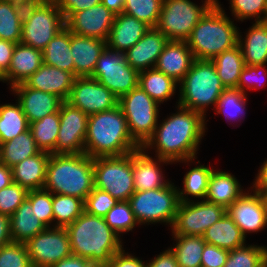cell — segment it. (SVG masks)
<instances>
[{"label": "cell", "instance_id": "12", "mask_svg": "<svg viewBox=\"0 0 267 267\" xmlns=\"http://www.w3.org/2000/svg\"><path fill=\"white\" fill-rule=\"evenodd\" d=\"M91 77L120 99L138 86L139 72L126 62L124 52L106 48L99 56Z\"/></svg>", "mask_w": 267, "mask_h": 267}, {"label": "cell", "instance_id": "59", "mask_svg": "<svg viewBox=\"0 0 267 267\" xmlns=\"http://www.w3.org/2000/svg\"><path fill=\"white\" fill-rule=\"evenodd\" d=\"M12 241L10 233V217L0 214V247Z\"/></svg>", "mask_w": 267, "mask_h": 267}, {"label": "cell", "instance_id": "64", "mask_svg": "<svg viewBox=\"0 0 267 267\" xmlns=\"http://www.w3.org/2000/svg\"><path fill=\"white\" fill-rule=\"evenodd\" d=\"M264 201H265V205H266V209H267V192L264 193L263 195Z\"/></svg>", "mask_w": 267, "mask_h": 267}, {"label": "cell", "instance_id": "3", "mask_svg": "<svg viewBox=\"0 0 267 267\" xmlns=\"http://www.w3.org/2000/svg\"><path fill=\"white\" fill-rule=\"evenodd\" d=\"M141 148L131 137L119 104L88 115L85 154L92 158L123 156Z\"/></svg>", "mask_w": 267, "mask_h": 267}, {"label": "cell", "instance_id": "33", "mask_svg": "<svg viewBox=\"0 0 267 267\" xmlns=\"http://www.w3.org/2000/svg\"><path fill=\"white\" fill-rule=\"evenodd\" d=\"M178 82L155 68L139 72L138 85L159 105L171 100Z\"/></svg>", "mask_w": 267, "mask_h": 267}, {"label": "cell", "instance_id": "44", "mask_svg": "<svg viewBox=\"0 0 267 267\" xmlns=\"http://www.w3.org/2000/svg\"><path fill=\"white\" fill-rule=\"evenodd\" d=\"M163 0H125L123 13L136 17L151 28H155Z\"/></svg>", "mask_w": 267, "mask_h": 267}, {"label": "cell", "instance_id": "20", "mask_svg": "<svg viewBox=\"0 0 267 267\" xmlns=\"http://www.w3.org/2000/svg\"><path fill=\"white\" fill-rule=\"evenodd\" d=\"M143 148L133 152V180L135 192L159 189L167 186L171 180L165 179L161 164H173L159 157L148 155Z\"/></svg>", "mask_w": 267, "mask_h": 267}, {"label": "cell", "instance_id": "47", "mask_svg": "<svg viewBox=\"0 0 267 267\" xmlns=\"http://www.w3.org/2000/svg\"><path fill=\"white\" fill-rule=\"evenodd\" d=\"M0 267H32L26 244L11 241L1 246Z\"/></svg>", "mask_w": 267, "mask_h": 267}, {"label": "cell", "instance_id": "30", "mask_svg": "<svg viewBox=\"0 0 267 267\" xmlns=\"http://www.w3.org/2000/svg\"><path fill=\"white\" fill-rule=\"evenodd\" d=\"M202 237L207 244L229 251L247 243V238L227 212L211 227L206 229Z\"/></svg>", "mask_w": 267, "mask_h": 267}, {"label": "cell", "instance_id": "38", "mask_svg": "<svg viewBox=\"0 0 267 267\" xmlns=\"http://www.w3.org/2000/svg\"><path fill=\"white\" fill-rule=\"evenodd\" d=\"M29 126L28 119L17 100L14 104H0V144L29 130Z\"/></svg>", "mask_w": 267, "mask_h": 267}, {"label": "cell", "instance_id": "27", "mask_svg": "<svg viewBox=\"0 0 267 267\" xmlns=\"http://www.w3.org/2000/svg\"><path fill=\"white\" fill-rule=\"evenodd\" d=\"M239 180L232 173L213 169L209 181L205 201L223 206L226 210L247 189L243 190Z\"/></svg>", "mask_w": 267, "mask_h": 267}, {"label": "cell", "instance_id": "65", "mask_svg": "<svg viewBox=\"0 0 267 267\" xmlns=\"http://www.w3.org/2000/svg\"><path fill=\"white\" fill-rule=\"evenodd\" d=\"M38 1L57 2L58 0H38Z\"/></svg>", "mask_w": 267, "mask_h": 267}, {"label": "cell", "instance_id": "4", "mask_svg": "<svg viewBox=\"0 0 267 267\" xmlns=\"http://www.w3.org/2000/svg\"><path fill=\"white\" fill-rule=\"evenodd\" d=\"M43 189L85 201L94 189L93 158L85 153L50 154Z\"/></svg>", "mask_w": 267, "mask_h": 267}, {"label": "cell", "instance_id": "54", "mask_svg": "<svg viewBox=\"0 0 267 267\" xmlns=\"http://www.w3.org/2000/svg\"><path fill=\"white\" fill-rule=\"evenodd\" d=\"M105 267H147V263L137 256L135 257V255L126 252L123 247L113 255Z\"/></svg>", "mask_w": 267, "mask_h": 267}, {"label": "cell", "instance_id": "24", "mask_svg": "<svg viewBox=\"0 0 267 267\" xmlns=\"http://www.w3.org/2000/svg\"><path fill=\"white\" fill-rule=\"evenodd\" d=\"M76 77L65 70L42 64L41 67L24 84L33 89L58 96L66 101Z\"/></svg>", "mask_w": 267, "mask_h": 267}, {"label": "cell", "instance_id": "37", "mask_svg": "<svg viewBox=\"0 0 267 267\" xmlns=\"http://www.w3.org/2000/svg\"><path fill=\"white\" fill-rule=\"evenodd\" d=\"M175 244L169 247L179 267H201V256L206 242L202 236L172 235Z\"/></svg>", "mask_w": 267, "mask_h": 267}, {"label": "cell", "instance_id": "53", "mask_svg": "<svg viewBox=\"0 0 267 267\" xmlns=\"http://www.w3.org/2000/svg\"><path fill=\"white\" fill-rule=\"evenodd\" d=\"M101 3V0H58L59 10L65 21L74 13L79 12Z\"/></svg>", "mask_w": 267, "mask_h": 267}, {"label": "cell", "instance_id": "63", "mask_svg": "<svg viewBox=\"0 0 267 267\" xmlns=\"http://www.w3.org/2000/svg\"><path fill=\"white\" fill-rule=\"evenodd\" d=\"M263 22H267V0H266V6H265V11H264V16H263Z\"/></svg>", "mask_w": 267, "mask_h": 267}, {"label": "cell", "instance_id": "16", "mask_svg": "<svg viewBox=\"0 0 267 267\" xmlns=\"http://www.w3.org/2000/svg\"><path fill=\"white\" fill-rule=\"evenodd\" d=\"M119 99L98 80L92 77H76L66 100L87 115L110 110Z\"/></svg>", "mask_w": 267, "mask_h": 267}, {"label": "cell", "instance_id": "34", "mask_svg": "<svg viewBox=\"0 0 267 267\" xmlns=\"http://www.w3.org/2000/svg\"><path fill=\"white\" fill-rule=\"evenodd\" d=\"M40 151L29 129L14 139L0 144V163L13 167L15 164L38 154Z\"/></svg>", "mask_w": 267, "mask_h": 267}, {"label": "cell", "instance_id": "9", "mask_svg": "<svg viewBox=\"0 0 267 267\" xmlns=\"http://www.w3.org/2000/svg\"><path fill=\"white\" fill-rule=\"evenodd\" d=\"M216 0H202L199 6L191 0H163L156 29L168 40L186 41L193 28Z\"/></svg>", "mask_w": 267, "mask_h": 267}, {"label": "cell", "instance_id": "36", "mask_svg": "<svg viewBox=\"0 0 267 267\" xmlns=\"http://www.w3.org/2000/svg\"><path fill=\"white\" fill-rule=\"evenodd\" d=\"M213 169V167L201 165V163L189 169L183 177L182 189L178 186L180 202L197 201V199L198 201L200 199L204 200L208 190V181Z\"/></svg>", "mask_w": 267, "mask_h": 267}, {"label": "cell", "instance_id": "61", "mask_svg": "<svg viewBox=\"0 0 267 267\" xmlns=\"http://www.w3.org/2000/svg\"><path fill=\"white\" fill-rule=\"evenodd\" d=\"M101 3L117 15L123 12L125 0H101Z\"/></svg>", "mask_w": 267, "mask_h": 267}, {"label": "cell", "instance_id": "52", "mask_svg": "<svg viewBox=\"0 0 267 267\" xmlns=\"http://www.w3.org/2000/svg\"><path fill=\"white\" fill-rule=\"evenodd\" d=\"M229 250L205 244L201 256V267H224Z\"/></svg>", "mask_w": 267, "mask_h": 267}, {"label": "cell", "instance_id": "35", "mask_svg": "<svg viewBox=\"0 0 267 267\" xmlns=\"http://www.w3.org/2000/svg\"><path fill=\"white\" fill-rule=\"evenodd\" d=\"M225 88H237L241 71L245 67L243 54L239 45L226 50L211 60Z\"/></svg>", "mask_w": 267, "mask_h": 267}, {"label": "cell", "instance_id": "32", "mask_svg": "<svg viewBox=\"0 0 267 267\" xmlns=\"http://www.w3.org/2000/svg\"><path fill=\"white\" fill-rule=\"evenodd\" d=\"M71 32L65 26L42 50L43 63L74 75V61L71 54Z\"/></svg>", "mask_w": 267, "mask_h": 267}, {"label": "cell", "instance_id": "13", "mask_svg": "<svg viewBox=\"0 0 267 267\" xmlns=\"http://www.w3.org/2000/svg\"><path fill=\"white\" fill-rule=\"evenodd\" d=\"M225 213L226 209L223 206L205 200L180 202L171 233L172 235L202 236L206 229Z\"/></svg>", "mask_w": 267, "mask_h": 267}, {"label": "cell", "instance_id": "10", "mask_svg": "<svg viewBox=\"0 0 267 267\" xmlns=\"http://www.w3.org/2000/svg\"><path fill=\"white\" fill-rule=\"evenodd\" d=\"M132 139L142 148L152 137L159 121L160 106L139 85L119 101Z\"/></svg>", "mask_w": 267, "mask_h": 267}, {"label": "cell", "instance_id": "18", "mask_svg": "<svg viewBox=\"0 0 267 267\" xmlns=\"http://www.w3.org/2000/svg\"><path fill=\"white\" fill-rule=\"evenodd\" d=\"M116 14L102 3L91 8L74 12L65 25L70 32L86 37L107 41Z\"/></svg>", "mask_w": 267, "mask_h": 267}, {"label": "cell", "instance_id": "14", "mask_svg": "<svg viewBox=\"0 0 267 267\" xmlns=\"http://www.w3.org/2000/svg\"><path fill=\"white\" fill-rule=\"evenodd\" d=\"M32 267H52L72 255L65 227H50L25 243Z\"/></svg>", "mask_w": 267, "mask_h": 267}, {"label": "cell", "instance_id": "8", "mask_svg": "<svg viewBox=\"0 0 267 267\" xmlns=\"http://www.w3.org/2000/svg\"><path fill=\"white\" fill-rule=\"evenodd\" d=\"M65 26L57 2H36L24 7L20 43L42 51Z\"/></svg>", "mask_w": 267, "mask_h": 267}, {"label": "cell", "instance_id": "39", "mask_svg": "<svg viewBox=\"0 0 267 267\" xmlns=\"http://www.w3.org/2000/svg\"><path fill=\"white\" fill-rule=\"evenodd\" d=\"M29 129L41 151L56 154V142L60 129L59 111L49 114L41 120L30 123Z\"/></svg>", "mask_w": 267, "mask_h": 267}, {"label": "cell", "instance_id": "45", "mask_svg": "<svg viewBox=\"0 0 267 267\" xmlns=\"http://www.w3.org/2000/svg\"><path fill=\"white\" fill-rule=\"evenodd\" d=\"M104 218L120 237L123 236L121 234L132 232L136 226H139L128 201H118Z\"/></svg>", "mask_w": 267, "mask_h": 267}, {"label": "cell", "instance_id": "60", "mask_svg": "<svg viewBox=\"0 0 267 267\" xmlns=\"http://www.w3.org/2000/svg\"><path fill=\"white\" fill-rule=\"evenodd\" d=\"M13 182L12 169L0 163V190Z\"/></svg>", "mask_w": 267, "mask_h": 267}, {"label": "cell", "instance_id": "26", "mask_svg": "<svg viewBox=\"0 0 267 267\" xmlns=\"http://www.w3.org/2000/svg\"><path fill=\"white\" fill-rule=\"evenodd\" d=\"M43 64L42 51L22 43H16L10 67L3 76V82L8 83L9 88L24 83Z\"/></svg>", "mask_w": 267, "mask_h": 267}, {"label": "cell", "instance_id": "49", "mask_svg": "<svg viewBox=\"0 0 267 267\" xmlns=\"http://www.w3.org/2000/svg\"><path fill=\"white\" fill-rule=\"evenodd\" d=\"M28 190L12 182L0 190V214L11 216L27 198Z\"/></svg>", "mask_w": 267, "mask_h": 267}, {"label": "cell", "instance_id": "48", "mask_svg": "<svg viewBox=\"0 0 267 267\" xmlns=\"http://www.w3.org/2000/svg\"><path fill=\"white\" fill-rule=\"evenodd\" d=\"M231 15L234 20L243 22L247 19L263 21L266 0H229Z\"/></svg>", "mask_w": 267, "mask_h": 267}, {"label": "cell", "instance_id": "23", "mask_svg": "<svg viewBox=\"0 0 267 267\" xmlns=\"http://www.w3.org/2000/svg\"><path fill=\"white\" fill-rule=\"evenodd\" d=\"M194 60L187 41L169 40L154 68L179 83L190 70Z\"/></svg>", "mask_w": 267, "mask_h": 267}, {"label": "cell", "instance_id": "31", "mask_svg": "<svg viewBox=\"0 0 267 267\" xmlns=\"http://www.w3.org/2000/svg\"><path fill=\"white\" fill-rule=\"evenodd\" d=\"M47 227L37 218L31 202L26 198L10 216L12 241L27 243Z\"/></svg>", "mask_w": 267, "mask_h": 267}, {"label": "cell", "instance_id": "50", "mask_svg": "<svg viewBox=\"0 0 267 267\" xmlns=\"http://www.w3.org/2000/svg\"><path fill=\"white\" fill-rule=\"evenodd\" d=\"M117 202L108 192L94 187L84 201V207L85 211L91 215L105 217Z\"/></svg>", "mask_w": 267, "mask_h": 267}, {"label": "cell", "instance_id": "28", "mask_svg": "<svg viewBox=\"0 0 267 267\" xmlns=\"http://www.w3.org/2000/svg\"><path fill=\"white\" fill-rule=\"evenodd\" d=\"M50 154L40 151L11 167L13 182L18 183L28 191L43 189Z\"/></svg>", "mask_w": 267, "mask_h": 267}, {"label": "cell", "instance_id": "42", "mask_svg": "<svg viewBox=\"0 0 267 267\" xmlns=\"http://www.w3.org/2000/svg\"><path fill=\"white\" fill-rule=\"evenodd\" d=\"M54 227L72 224L84 211V200L69 195L52 194Z\"/></svg>", "mask_w": 267, "mask_h": 267}, {"label": "cell", "instance_id": "17", "mask_svg": "<svg viewBox=\"0 0 267 267\" xmlns=\"http://www.w3.org/2000/svg\"><path fill=\"white\" fill-rule=\"evenodd\" d=\"M226 212L245 237L249 233L257 234L267 228V209L264 198L252 190L250 192V188Z\"/></svg>", "mask_w": 267, "mask_h": 267}, {"label": "cell", "instance_id": "46", "mask_svg": "<svg viewBox=\"0 0 267 267\" xmlns=\"http://www.w3.org/2000/svg\"><path fill=\"white\" fill-rule=\"evenodd\" d=\"M27 199L31 202L37 218L47 227H54V217L52 210V193L44 190H30Z\"/></svg>", "mask_w": 267, "mask_h": 267}, {"label": "cell", "instance_id": "40", "mask_svg": "<svg viewBox=\"0 0 267 267\" xmlns=\"http://www.w3.org/2000/svg\"><path fill=\"white\" fill-rule=\"evenodd\" d=\"M24 7L0 0V39L20 43Z\"/></svg>", "mask_w": 267, "mask_h": 267}, {"label": "cell", "instance_id": "56", "mask_svg": "<svg viewBox=\"0 0 267 267\" xmlns=\"http://www.w3.org/2000/svg\"><path fill=\"white\" fill-rule=\"evenodd\" d=\"M147 267H179L175 254L168 247L163 252H160L155 258L147 262Z\"/></svg>", "mask_w": 267, "mask_h": 267}, {"label": "cell", "instance_id": "2", "mask_svg": "<svg viewBox=\"0 0 267 267\" xmlns=\"http://www.w3.org/2000/svg\"><path fill=\"white\" fill-rule=\"evenodd\" d=\"M65 228L72 255L88 259L94 266H105L124 246L123 239L110 228L104 217L86 211Z\"/></svg>", "mask_w": 267, "mask_h": 267}, {"label": "cell", "instance_id": "62", "mask_svg": "<svg viewBox=\"0 0 267 267\" xmlns=\"http://www.w3.org/2000/svg\"><path fill=\"white\" fill-rule=\"evenodd\" d=\"M3 1H8L11 3L18 4L22 7H28L36 2H39L38 0H3Z\"/></svg>", "mask_w": 267, "mask_h": 267}, {"label": "cell", "instance_id": "11", "mask_svg": "<svg viewBox=\"0 0 267 267\" xmlns=\"http://www.w3.org/2000/svg\"><path fill=\"white\" fill-rule=\"evenodd\" d=\"M94 187L108 192L117 201H128L135 192L133 152L123 156L95 157Z\"/></svg>", "mask_w": 267, "mask_h": 267}, {"label": "cell", "instance_id": "55", "mask_svg": "<svg viewBox=\"0 0 267 267\" xmlns=\"http://www.w3.org/2000/svg\"><path fill=\"white\" fill-rule=\"evenodd\" d=\"M16 43L0 39V82L7 73Z\"/></svg>", "mask_w": 267, "mask_h": 267}, {"label": "cell", "instance_id": "19", "mask_svg": "<svg viewBox=\"0 0 267 267\" xmlns=\"http://www.w3.org/2000/svg\"><path fill=\"white\" fill-rule=\"evenodd\" d=\"M10 91L16 95L29 124L59 111L63 102L58 96L27 87L24 83L13 86Z\"/></svg>", "mask_w": 267, "mask_h": 267}, {"label": "cell", "instance_id": "29", "mask_svg": "<svg viewBox=\"0 0 267 267\" xmlns=\"http://www.w3.org/2000/svg\"><path fill=\"white\" fill-rule=\"evenodd\" d=\"M238 31V45L241 48L245 65L267 64V22L256 21L248 28L243 38Z\"/></svg>", "mask_w": 267, "mask_h": 267}, {"label": "cell", "instance_id": "7", "mask_svg": "<svg viewBox=\"0 0 267 267\" xmlns=\"http://www.w3.org/2000/svg\"><path fill=\"white\" fill-rule=\"evenodd\" d=\"M128 202L139 226L163 223L171 228L180 204L178 187L170 182L159 189L134 192Z\"/></svg>", "mask_w": 267, "mask_h": 267}, {"label": "cell", "instance_id": "6", "mask_svg": "<svg viewBox=\"0 0 267 267\" xmlns=\"http://www.w3.org/2000/svg\"><path fill=\"white\" fill-rule=\"evenodd\" d=\"M177 105L202 114L205 118L207 108H215L218 98L225 89L215 65L211 60L195 59L190 70L179 82Z\"/></svg>", "mask_w": 267, "mask_h": 267}, {"label": "cell", "instance_id": "58", "mask_svg": "<svg viewBox=\"0 0 267 267\" xmlns=\"http://www.w3.org/2000/svg\"><path fill=\"white\" fill-rule=\"evenodd\" d=\"M94 265L85 258L77 255H70L69 257L60 260L52 267H93Z\"/></svg>", "mask_w": 267, "mask_h": 267}, {"label": "cell", "instance_id": "57", "mask_svg": "<svg viewBox=\"0 0 267 267\" xmlns=\"http://www.w3.org/2000/svg\"><path fill=\"white\" fill-rule=\"evenodd\" d=\"M250 189L260 195L267 192V159L260 166Z\"/></svg>", "mask_w": 267, "mask_h": 267}, {"label": "cell", "instance_id": "1", "mask_svg": "<svg viewBox=\"0 0 267 267\" xmlns=\"http://www.w3.org/2000/svg\"><path fill=\"white\" fill-rule=\"evenodd\" d=\"M176 106V113L158 121L152 137L142 148L155 150V157L190 166L197 158L208 119L199 112Z\"/></svg>", "mask_w": 267, "mask_h": 267}, {"label": "cell", "instance_id": "5", "mask_svg": "<svg viewBox=\"0 0 267 267\" xmlns=\"http://www.w3.org/2000/svg\"><path fill=\"white\" fill-rule=\"evenodd\" d=\"M221 5L219 0H216L186 40L195 59L212 60L238 45L239 27L226 15Z\"/></svg>", "mask_w": 267, "mask_h": 267}, {"label": "cell", "instance_id": "21", "mask_svg": "<svg viewBox=\"0 0 267 267\" xmlns=\"http://www.w3.org/2000/svg\"><path fill=\"white\" fill-rule=\"evenodd\" d=\"M169 42L156 28H150L125 54L126 62L138 72L152 69Z\"/></svg>", "mask_w": 267, "mask_h": 267}, {"label": "cell", "instance_id": "25", "mask_svg": "<svg viewBox=\"0 0 267 267\" xmlns=\"http://www.w3.org/2000/svg\"><path fill=\"white\" fill-rule=\"evenodd\" d=\"M151 27L136 17L120 13L115 16L111 27L107 48L113 51L126 52L134 46Z\"/></svg>", "mask_w": 267, "mask_h": 267}, {"label": "cell", "instance_id": "43", "mask_svg": "<svg viewBox=\"0 0 267 267\" xmlns=\"http://www.w3.org/2000/svg\"><path fill=\"white\" fill-rule=\"evenodd\" d=\"M267 264V246L245 244L230 250L224 267H264Z\"/></svg>", "mask_w": 267, "mask_h": 267}, {"label": "cell", "instance_id": "22", "mask_svg": "<svg viewBox=\"0 0 267 267\" xmlns=\"http://www.w3.org/2000/svg\"><path fill=\"white\" fill-rule=\"evenodd\" d=\"M70 46L74 61V76L91 77L99 56L107 48V42L71 32Z\"/></svg>", "mask_w": 267, "mask_h": 267}, {"label": "cell", "instance_id": "41", "mask_svg": "<svg viewBox=\"0 0 267 267\" xmlns=\"http://www.w3.org/2000/svg\"><path fill=\"white\" fill-rule=\"evenodd\" d=\"M247 101V94L240 89L225 88L213 110H215V114H222L225 116L226 121L229 120L228 122H242L246 114Z\"/></svg>", "mask_w": 267, "mask_h": 267}, {"label": "cell", "instance_id": "51", "mask_svg": "<svg viewBox=\"0 0 267 267\" xmlns=\"http://www.w3.org/2000/svg\"><path fill=\"white\" fill-rule=\"evenodd\" d=\"M266 65H245L241 71L237 88L247 94V90H257L265 86L267 77ZM262 76V77H261ZM263 78V80H261ZM265 78V79H264Z\"/></svg>", "mask_w": 267, "mask_h": 267}, {"label": "cell", "instance_id": "15", "mask_svg": "<svg viewBox=\"0 0 267 267\" xmlns=\"http://www.w3.org/2000/svg\"><path fill=\"white\" fill-rule=\"evenodd\" d=\"M59 115L60 129L56 142V154L84 153L88 115L66 101L61 103Z\"/></svg>", "mask_w": 267, "mask_h": 267}]
</instances>
